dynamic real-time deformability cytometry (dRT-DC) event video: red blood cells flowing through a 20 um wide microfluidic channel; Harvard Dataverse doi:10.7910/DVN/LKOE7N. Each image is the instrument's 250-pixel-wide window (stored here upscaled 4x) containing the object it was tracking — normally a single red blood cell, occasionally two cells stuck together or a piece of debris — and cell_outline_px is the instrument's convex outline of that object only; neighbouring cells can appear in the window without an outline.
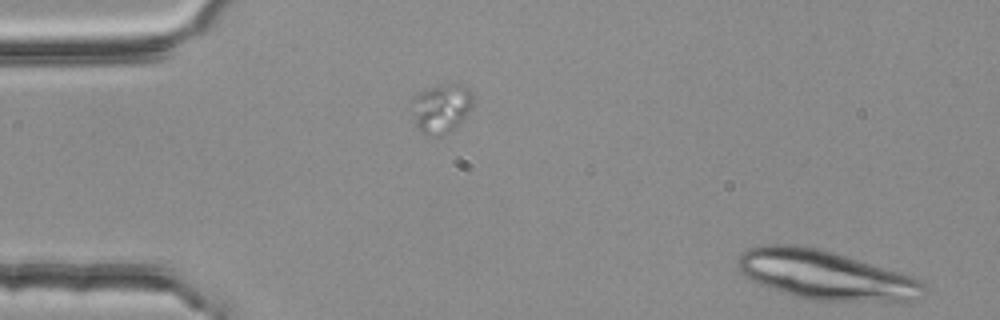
{"species": "common noctule bat (a hibernating species)", "species_latin": "Nyctalus noctula", "temperature_condition": "room temperature", "stored_images_in_passage": 49, "segment_of_instrument_passage": [1, 2], "camera_frame_rate_fps": 3000, "um_per_image_px": 0.085, "animal": {"sex": "female", "body_mass_g": 25.1}, "frame": {"image": 1, "passage_image": 1, "time_ms": 0.0, "image_size_px": [1000, 320], "cell_outline_px": [[928, 292], [920, 300], [904, 304], [812, 300], [796, 296], [760, 284], [744, 276], [736, 268], [736, 260], [748, 248], [768, 244], [796, 244], [820, 248], [900, 272], [912, 276], [920, 280], [928, 288]], "centroid_in_image_um": [70.3, 23.42], "position_along_channel_um": 14.7, "area_um2": 54.62}}